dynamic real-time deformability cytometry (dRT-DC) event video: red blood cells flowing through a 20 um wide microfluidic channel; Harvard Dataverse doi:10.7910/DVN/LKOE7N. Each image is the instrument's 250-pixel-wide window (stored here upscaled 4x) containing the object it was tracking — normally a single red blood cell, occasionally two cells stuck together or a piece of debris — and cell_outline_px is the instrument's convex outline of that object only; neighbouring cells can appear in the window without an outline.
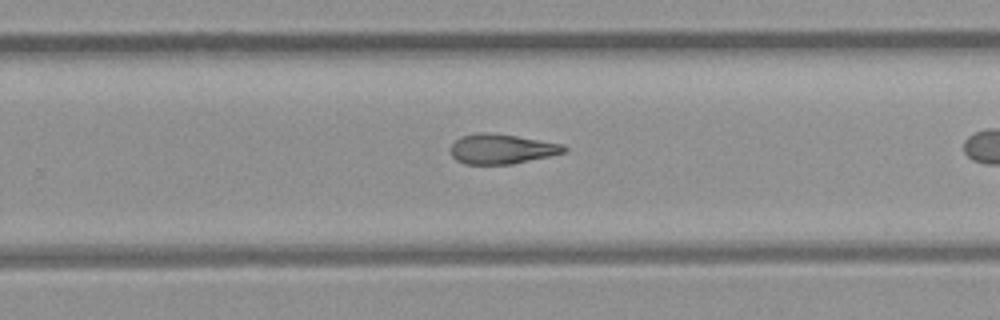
{"species": "common noctule bat (a hibernating species)", "species_latin": "Nyctalus noctula", "temperature_condition": "room temperature", "stored_images_in_passage": 26, "camera_frame_rate_fps": 3000, "um_per_image_px": 0.085, "animal": {"sex": "female", "body_mass_g": 21.9}, "frame": {"image": 1, "passage_image": 19, "time_ms": 6.0, "image_size_px": [1000, 320], "cell_outline_px": [[568, 148], [564, 152], [552, 156], [512, 164], [464, 164], [456, 160], [452, 156], [448, 148], [460, 136], [476, 132], [488, 132], [516, 136], [564, 144]], "centroid_in_image_um": [42.62, 12.66], "position_along_channel_um": 287.2, "area_um2": 20.0}}
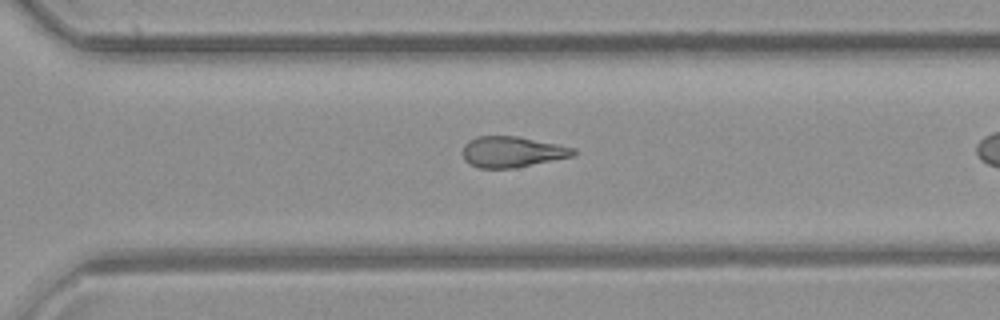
{"frame": {"image": 2, "passage_image": 22, "time_ms": 7.0, "image_size_px": [1000, 320], "cell_outline_px": [[576, 152], [572, 156], [516, 168], [480, 168], [468, 164], [464, 160], [464, 144], [468, 140], [476, 136], [516, 136], [576, 148]], "centroid_in_image_um": [43.5, 12.91], "position_along_channel_um": 327.1, "area_um2": 19.83}}